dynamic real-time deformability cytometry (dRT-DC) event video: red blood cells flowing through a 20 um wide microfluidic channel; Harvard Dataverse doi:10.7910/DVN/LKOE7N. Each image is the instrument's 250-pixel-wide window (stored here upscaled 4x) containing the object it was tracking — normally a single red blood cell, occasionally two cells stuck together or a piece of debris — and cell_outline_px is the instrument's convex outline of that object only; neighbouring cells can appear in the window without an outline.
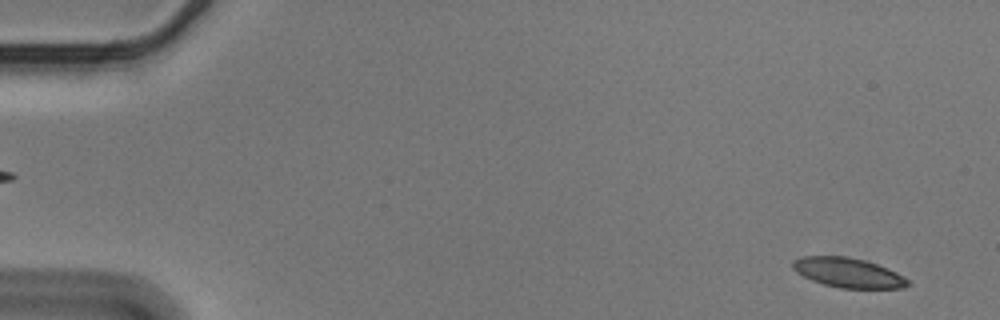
{"species": "Egyptian fruit bat (a non-hibernating species)", "species_latin": "Rousettus aegyptiacus", "temperature_condition": "cold", "stored_images_in_passage": 56, "camera_frame_rate_fps": 3000, "um_per_image_px": 0.085, "animal": {"sex": "male"}, "frame": {"image": 1, "passage_image": 3, "time_ms": 0.667, "image_size_px": [1000, 320], "cell_outline_px": [[912, 284], [904, 288], [840, 288], [824, 284], [812, 280], [796, 272], [792, 268], [792, 260], [800, 256], [844, 256], [864, 260], [888, 268], [904, 276]], "centroid_in_image_um": [72.09, 23.18], "position_along_channel_um": 12.9, "area_um2": 19.94}}
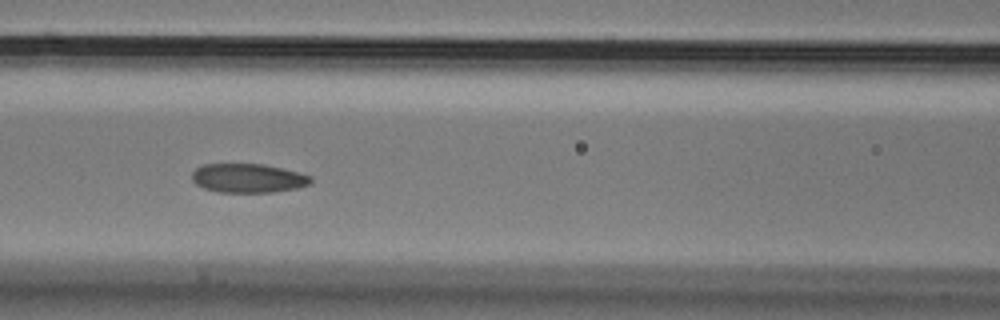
{"frame": {"image": 2, "passage_image": 25, "time_ms": 8.0, "image_size_px": [1000, 320], "cell_outline_px": [[312, 184], [296, 188], [272, 192], [216, 192], [204, 188], [196, 184], [192, 180], [192, 172], [196, 168], [204, 164], [264, 164], [312, 176]], "centroid_in_image_um": [21.07, 15.15], "position_along_channel_um": 145.5, "area_um2": 20.06}}
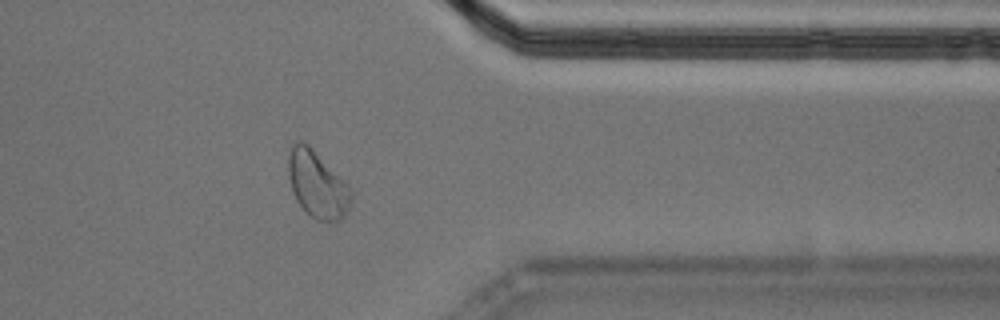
{"frame": {"image": 3, "passage_image": 46, "time_ms": 15.0, "image_size_px": [1000, 320], "cell_outline_px": [[352, 196], [348, 208], [344, 216], [340, 220], [316, 220], [296, 200], [288, 176], [288, 156], [292, 144], [296, 140], [300, 140], [308, 144], [348, 184], [352, 192]], "centroid_in_image_um": [26.96, 15.64], "position_along_channel_um": 384.4, "area_um2": 24.1}, "authors_computed_cell_mechanics": {"area_um2": 20.9814, "velocity_mm_per_s": 3.5451, "shape_relaxation_time_tau1_ms": 6.4769, "shape_relaxation_time_tau2_ms": 1.8905, "deformation_change_tau1": 0.1367, "deformation_change_tau2": 0.0704}}